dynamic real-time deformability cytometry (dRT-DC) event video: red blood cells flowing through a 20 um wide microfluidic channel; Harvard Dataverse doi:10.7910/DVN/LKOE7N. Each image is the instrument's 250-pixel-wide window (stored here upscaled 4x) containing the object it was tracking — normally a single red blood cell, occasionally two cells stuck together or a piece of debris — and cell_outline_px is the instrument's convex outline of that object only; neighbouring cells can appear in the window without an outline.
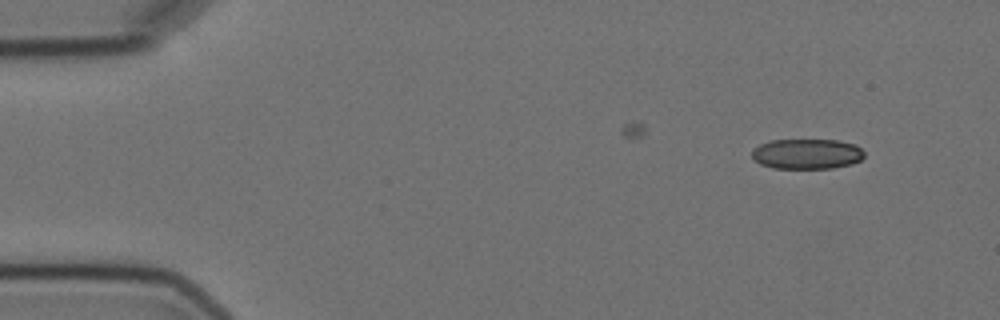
{"species": "Egyptian fruit bat (a non-hibernating species)", "species_latin": "Rousettus aegyptiacus", "temperature_condition": "cold", "stored_images_in_passage": 4, "camera_frame_rate_fps": 3000, "um_per_image_px": 0.085, "animal": {"sex": "female"}, "frame": {"image": 1, "passage_image": 1, "time_ms": 0.0, "image_size_px": [1000, 320], "cell_outline_px": [[864, 156], [860, 160], [852, 164], [832, 168], [772, 168], [760, 164], [752, 160], [752, 148], [768, 140], [836, 140], [856, 144], [864, 152]], "centroid_in_image_um": [68.55, 13.08], "position_along_channel_um": 16.4, "area_um2": 20.0}}
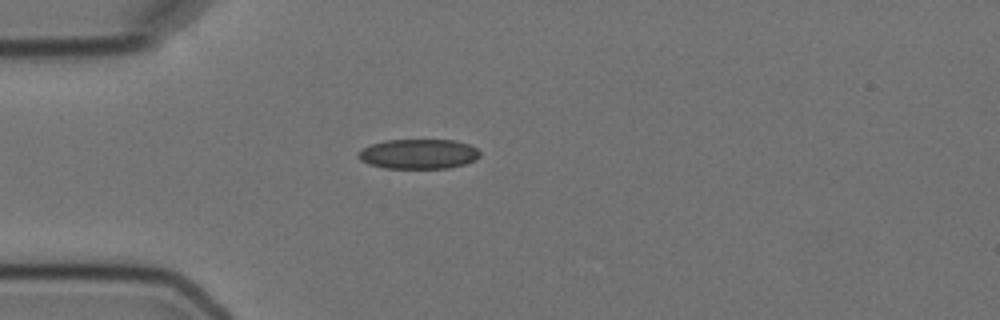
{"frame": {"image": 2, "passage_image": 3, "time_ms": 3.333, "image_size_px": [1000, 320], "cell_outline_px": [[480, 156], [476, 160], [464, 164], [448, 168], [384, 168], [368, 164], [360, 160], [356, 156], [364, 148], [372, 144], [384, 140], [456, 140], [468, 144], [476, 148], [480, 152]], "centroid_in_image_um": [35.58, 13.09], "position_along_channel_um": 49.4, "area_um2": 21.15}}